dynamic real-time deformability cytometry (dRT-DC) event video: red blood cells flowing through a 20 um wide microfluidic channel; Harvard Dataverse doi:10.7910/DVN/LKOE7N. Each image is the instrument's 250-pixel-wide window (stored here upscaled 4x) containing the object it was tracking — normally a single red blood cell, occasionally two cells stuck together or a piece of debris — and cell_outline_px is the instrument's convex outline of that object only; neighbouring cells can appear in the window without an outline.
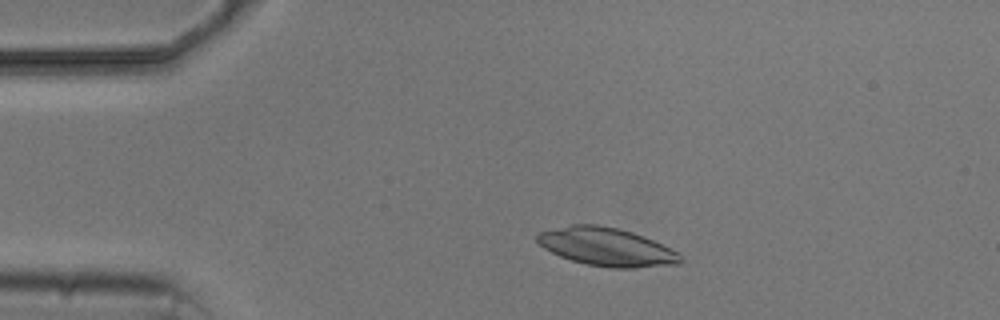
{"species": "common noctule bat (a hibernating species)", "species_latin": "Nyctalus noctula", "temperature_condition": "cold", "stored_images_in_passage": 4, "camera_frame_rate_fps": 3000, "um_per_image_px": 0.085, "animal": {"sex": "male", "body_mass_g": 20.5, "forearm_length_mm": 52.5}, "frame": {"image": 1, "passage_image": 3, "time_ms": 2.333, "image_size_px": [1000, 320], "cell_outline_px": [[684, 260], [680, 264], [632, 268], [612, 268], [588, 264], [572, 260], [560, 256], [544, 248], [536, 240], [536, 236], [540, 232], [572, 224], [596, 224], [616, 228], [632, 232], [644, 236], [676, 252]], "centroid_in_image_um": [51.56, 20.99], "position_along_channel_um": 33.4, "area_um2": 31.5}}